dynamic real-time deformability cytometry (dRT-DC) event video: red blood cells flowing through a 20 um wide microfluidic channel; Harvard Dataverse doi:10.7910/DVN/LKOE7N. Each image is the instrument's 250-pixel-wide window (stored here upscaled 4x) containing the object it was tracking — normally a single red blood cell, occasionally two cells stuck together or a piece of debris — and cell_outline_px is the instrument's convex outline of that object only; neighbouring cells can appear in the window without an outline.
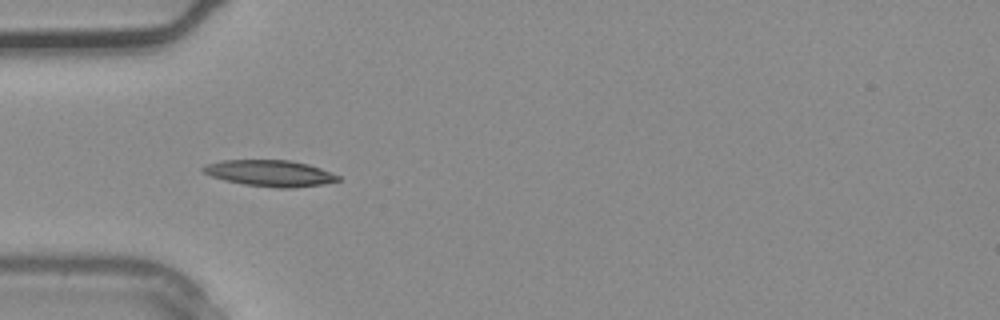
{"species": "common noctule bat (a hibernating species)", "species_latin": "Nyctalus noctula", "temperature_condition": "warm", "stored_images_in_passage": 36, "camera_frame_rate_fps": 3000, "um_per_image_px": 0.085, "animal": {"sex": "male", "body_mass_g": 20.4}, "frame": {"image": 1, "passage_image": 11, "time_ms": 3.333, "image_size_px": [1000, 320], "cell_outline_px": [[340, 180], [324, 184], [292, 188], [276, 188], [244, 184], [224, 180], [212, 176], [204, 172], [200, 168], [208, 164], [220, 160], [288, 160], [308, 164], [320, 168], [340, 176]], "centroid_in_image_um": [22.96, 14.72], "position_along_channel_um": 62.0, "area_um2": 20.58}}